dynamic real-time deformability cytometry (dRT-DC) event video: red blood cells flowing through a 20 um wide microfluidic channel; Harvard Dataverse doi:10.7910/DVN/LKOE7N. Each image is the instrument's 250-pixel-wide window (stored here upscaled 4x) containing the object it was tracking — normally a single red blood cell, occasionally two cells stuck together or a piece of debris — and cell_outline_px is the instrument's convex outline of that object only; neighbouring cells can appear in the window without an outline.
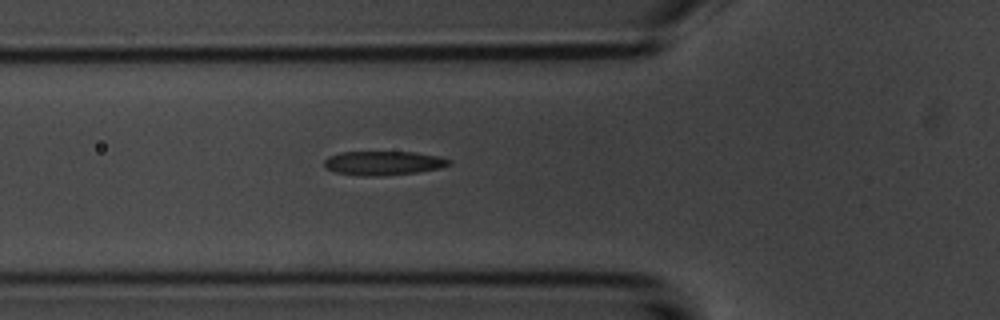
{"species": "common noctule bat (a hibernating species)", "species_latin": "Nyctalus noctula", "temperature_condition": "room temperature", "stored_images_in_passage": 7, "camera_frame_rate_fps": 3000, "um_per_image_px": 0.085, "animal": {"sex": "male", "body_mass_g": 20.1, "forearm_length_mm": 53.5}, "frame": {"image": 1, "passage_image": 7, "time_ms": 8.0, "image_size_px": [1000, 320], "cell_outline_px": [[452, 164], [440, 168], [416, 172], [376, 176], [364, 176], [336, 172], [324, 168], [324, 160], [328, 156], [340, 152], [412, 152], [440, 156], [452, 160]], "centroid_in_image_um": [32.58, 13.85], "position_along_channel_um": 93.2, "area_um2": 17.51}}